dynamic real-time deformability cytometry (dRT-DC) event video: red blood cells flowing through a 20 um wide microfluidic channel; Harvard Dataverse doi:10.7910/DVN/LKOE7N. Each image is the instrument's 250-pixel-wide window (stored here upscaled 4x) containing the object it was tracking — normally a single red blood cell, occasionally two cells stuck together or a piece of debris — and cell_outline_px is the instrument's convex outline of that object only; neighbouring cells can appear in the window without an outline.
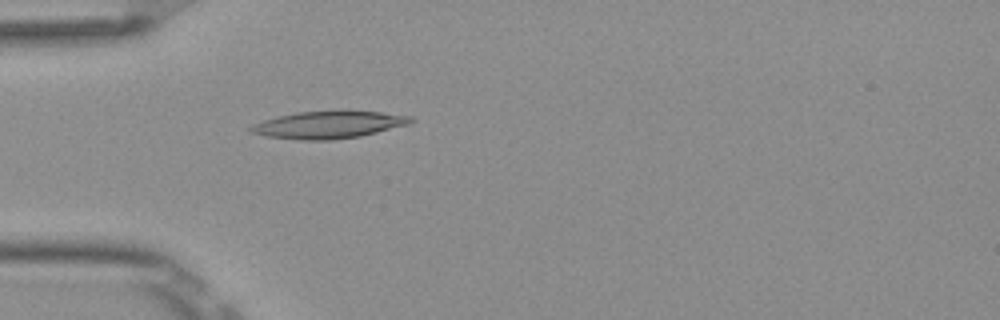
{"species": "Egyptian fruit bat (a non-hibernating species)", "species_latin": "Rousettus aegyptiacus", "temperature_condition": "room temperature", "stored_images_in_passage": 39, "camera_frame_rate_fps": 3000, "um_per_image_px": 0.085, "frame": {"image": 1, "passage_image": 3, "time_ms": 0.667, "image_size_px": [1000, 320], "cell_outline_px": [[416, 120], [408, 124], [360, 136], [332, 140], [300, 140], [268, 136], [252, 132], [248, 128], [252, 124], [276, 116], [296, 112], [380, 112], [412, 116]], "centroid_in_image_um": [27.91, 10.62], "position_along_channel_um": 57.1, "area_um2": 24.91}}
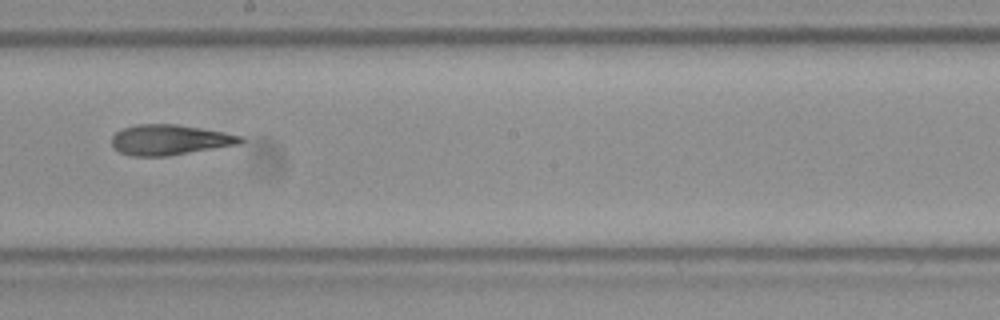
{"frame": {"image": 2, "passage_image": 17, "time_ms": 5.333, "image_size_px": [1000, 320], "cell_outline_px": [[244, 140], [240, 144], [168, 156], [128, 156], [120, 152], [112, 144], [112, 136], [116, 132], [124, 128], [136, 124], [176, 124], [224, 132], [244, 136]], "centroid_in_image_um": [14.44, 11.89], "position_along_channel_um": 233.8, "area_um2": 22.77}}
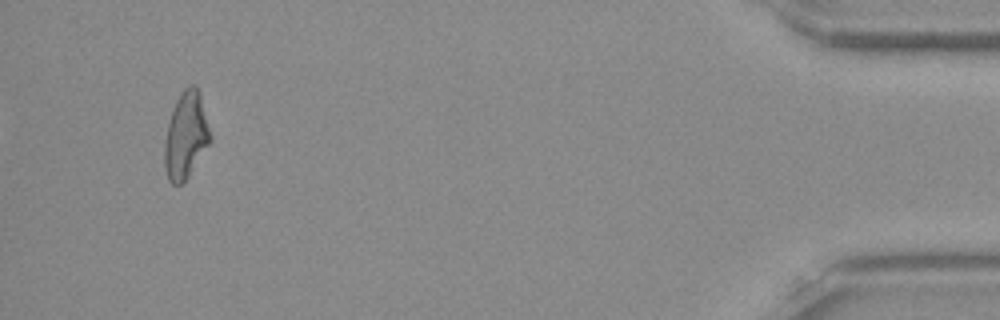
{"frame": {"image": 3, "passage_image": 37, "time_ms": 12.0, "image_size_px": [1000, 320], "cell_outline_px": [[212, 140], [188, 176], [180, 184], [172, 184], [168, 180], [164, 168], [164, 140], [172, 108], [180, 92], [188, 84], [196, 84], [200, 92], [212, 136]], "centroid_in_image_um": [15.8, 11.47], "position_along_channel_um": 419.4, "area_um2": 23.41}, "authors_computed_cell_mechanics": {"area_um2": 22.8888, "velocity_mm_per_s": 3.8895, "shape_relaxation_time_tau1_ms": null, "shape_relaxation_time_tau2_ms": 2.1665, "deformation_change_tau1": null, "deformation_change_tau2": 0.1226}}